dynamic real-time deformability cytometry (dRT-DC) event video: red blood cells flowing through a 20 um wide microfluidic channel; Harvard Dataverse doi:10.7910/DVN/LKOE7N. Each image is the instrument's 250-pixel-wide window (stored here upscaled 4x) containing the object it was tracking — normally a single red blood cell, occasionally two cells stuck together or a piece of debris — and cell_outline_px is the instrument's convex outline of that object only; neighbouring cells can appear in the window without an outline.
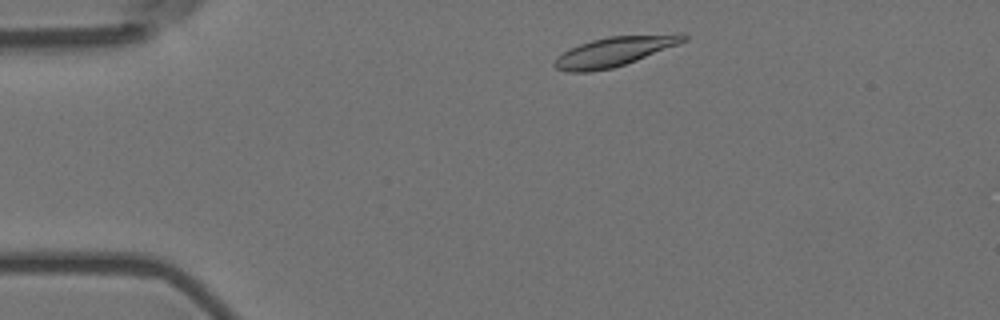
{"species": "Egyptian fruit bat (a non-hibernating species)", "species_latin": "Rousettus aegyptiacus", "temperature_condition": "room temperature", "stored_images_in_passage": 13, "camera_frame_rate_fps": 3000, "um_per_image_px": 0.085, "animal": {"sex": "female"}, "frame": {"image": 1, "passage_image": 1, "time_ms": 0.0, "image_size_px": [1000, 320], "cell_outline_px": [[688, 40], [636, 60], [612, 68], [592, 72], [568, 72], [556, 68], [552, 64], [556, 56], [580, 44], [592, 40], [608, 36], [676, 32], [684, 32], [688, 36]], "centroid_in_image_um": [52.28, 4.35], "position_along_channel_um": 32.7, "area_um2": 22.48}}
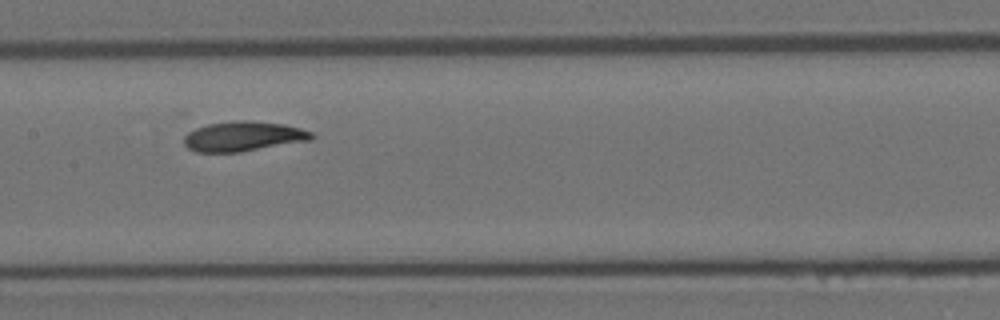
{"frame": {"image": 2, "passage_image": 6, "time_ms": 1.667, "image_size_px": [1000, 320], "cell_outline_px": [[316, 136], [312, 140], [240, 152], [196, 152], [188, 148], [184, 144], [184, 136], [188, 132], [196, 128], [208, 124], [236, 120], [248, 120], [284, 124], [300, 128], [312, 132]], "centroid_in_image_um": [20.7, 11.59], "position_along_channel_um": 186.7, "area_um2": 22.31}}
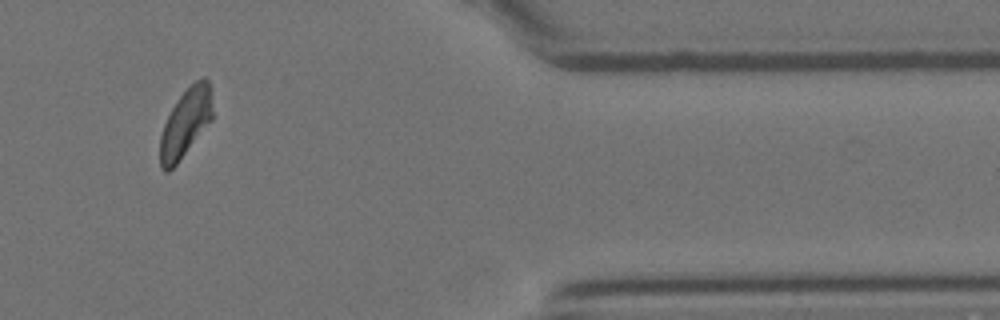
{"frame": {"image": 3, "passage_image": 11, "time_ms": 3.333, "image_size_px": [1000, 320], "cell_outline_px": [[212, 120], [176, 164], [168, 172], [164, 172], [160, 168], [160, 136], [164, 124], [176, 100], [196, 80], [204, 76], [208, 80], [212, 112]], "centroid_in_image_um": [15.75, 10.47], "position_along_channel_um": 395.7, "area_um2": 20.52}}